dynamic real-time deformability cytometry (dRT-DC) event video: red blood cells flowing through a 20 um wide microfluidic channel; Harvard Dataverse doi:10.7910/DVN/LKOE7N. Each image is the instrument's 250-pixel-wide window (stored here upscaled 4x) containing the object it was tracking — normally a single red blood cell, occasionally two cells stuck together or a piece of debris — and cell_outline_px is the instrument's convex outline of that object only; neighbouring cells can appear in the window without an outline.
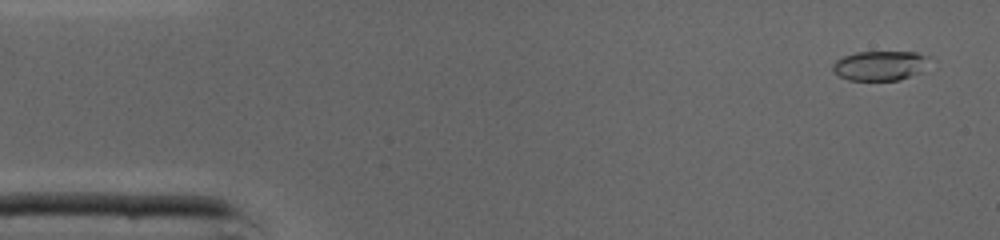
{"species": "common noctule bat (a hibernating species)", "species_latin": "Nyctalus noctula", "temperature_condition": "cold", "stored_images_in_passage": 35, "camera_frame_rate_fps": 3000, "um_per_image_px": 0.085, "animal": {"sex": "male", "body_mass_g": 19.0, "forearm_length_mm": 50.8}, "frame": {"image": 1, "passage_image": 2, "time_ms": 0.333, "image_size_px": [1000, 240], "cell_outline_px": [[928, 56], [920, 72], [900, 80], [848, 80], [832, 72], [832, 64], [836, 60], [844, 56], [856, 52], [916, 52]], "centroid_in_image_um": [74.72, 5.58], "position_along_channel_um": 10.3, "area_um2": 16.47}}
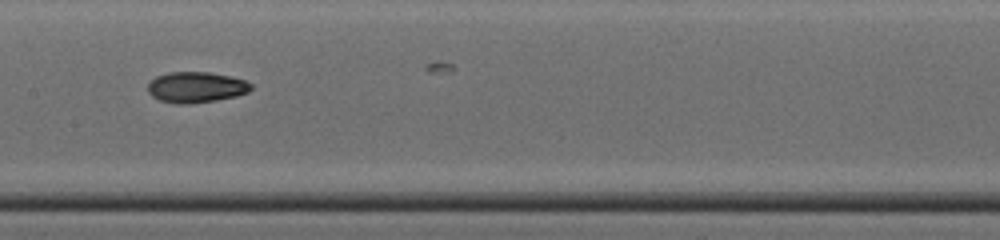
{"frame": {"image": 2, "passage_image": 22, "time_ms": 7.0, "image_size_px": [1000, 240], "cell_outline_px": [[252, 88], [248, 92], [236, 96], [216, 100], [188, 104], [180, 104], [160, 100], [152, 96], [148, 92], [148, 84], [156, 76], [168, 72], [208, 72], [232, 76], [244, 80], [252, 84]], "centroid_in_image_um": [16.68, 7.41], "position_along_channel_um": 190.7, "area_um2": 18.5}}
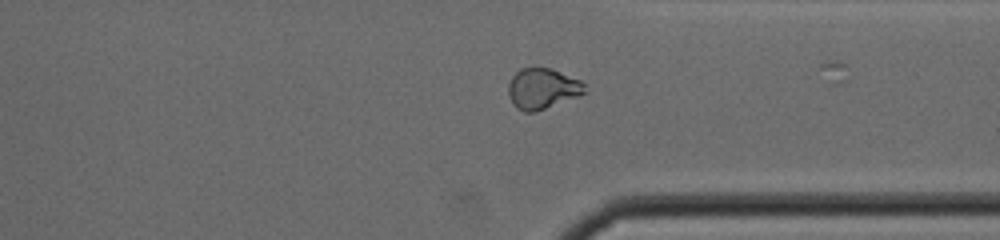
{"frame": {"image": 3, "passage_image": 34, "time_ms": 11.0, "image_size_px": [1000, 240], "cell_outline_px": [[588, 92], [536, 112], [524, 112], [516, 108], [512, 104], [508, 96], [508, 84], [512, 76], [520, 68], [548, 68], [560, 72], [580, 80], [584, 84]], "centroid_in_image_um": [46.08, 7.55], "position_along_channel_um": 365.3, "area_um2": 18.15}}